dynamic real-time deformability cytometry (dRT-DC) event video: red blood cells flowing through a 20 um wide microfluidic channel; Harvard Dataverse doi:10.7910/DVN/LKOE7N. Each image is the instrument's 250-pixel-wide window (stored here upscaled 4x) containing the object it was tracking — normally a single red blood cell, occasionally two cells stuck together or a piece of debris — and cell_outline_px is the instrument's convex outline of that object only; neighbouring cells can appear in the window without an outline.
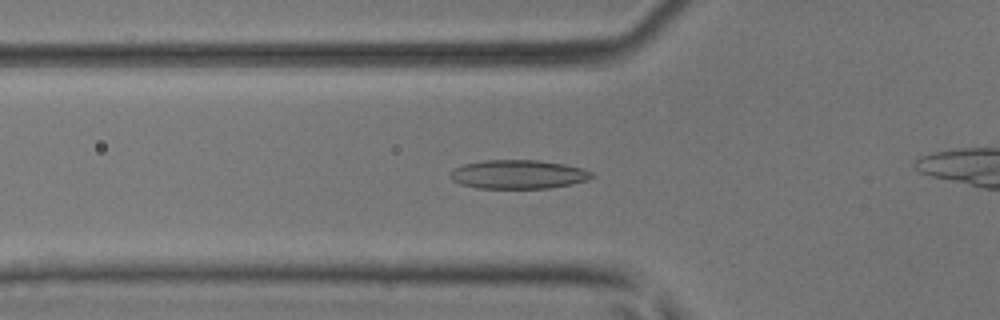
{"species": "common noctule bat (a hibernating species)", "species_latin": "Nyctalus noctula", "temperature_condition": "room temperature", "stored_images_in_passage": 42, "camera_frame_rate_fps": 3000, "um_per_image_px": 0.085, "animal": {"sex": "male", "body_mass_g": 17.9, "forearm_length_mm": 54.2}, "frame": {"image": 1, "passage_image": 17, "time_ms": 5.333, "image_size_px": [1000, 320], "cell_outline_px": [[596, 176], [588, 180], [572, 184], [548, 188], [480, 188], [460, 184], [452, 180], [448, 176], [452, 168], [464, 164], [484, 160], [536, 160], [564, 164], [584, 168], [592, 172]], "centroid_in_image_um": [44.05, 14.82], "position_along_channel_um": 81.7, "area_um2": 23.99}}
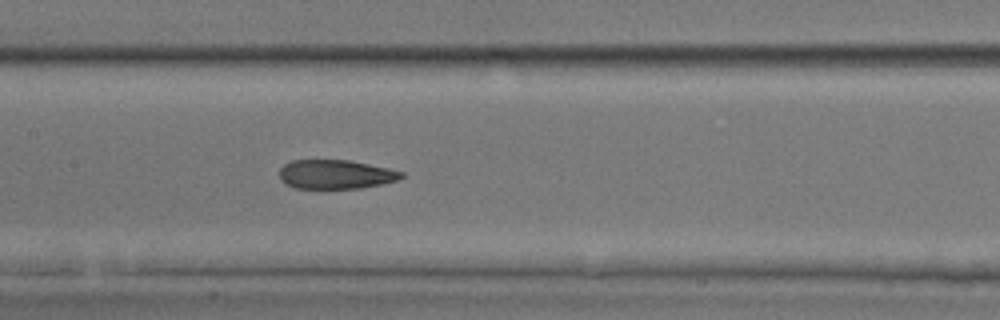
{"frame": {"image": 2, "passage_image": 24, "time_ms": 7.667, "image_size_px": [1000, 320], "cell_outline_px": [[404, 176], [396, 180], [380, 184], [360, 188], [292, 188], [284, 184], [280, 180], [280, 168], [284, 164], [292, 160], [348, 160], [388, 168], [404, 172]], "centroid_in_image_um": [28.48, 14.82], "position_along_channel_um": 178.9, "area_um2": 20.63}}
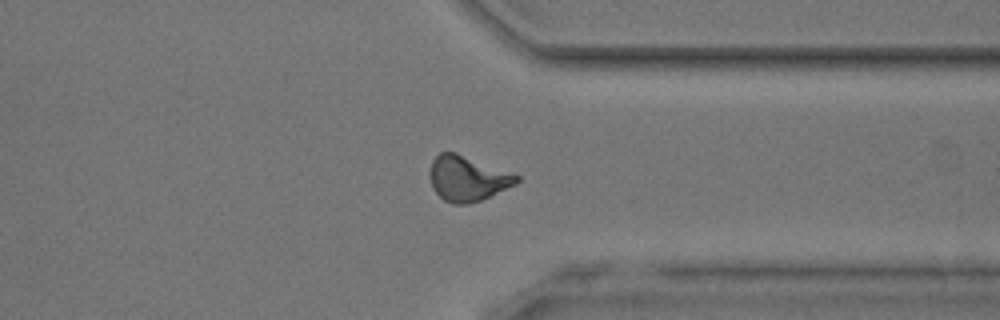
{"frame": {"image": 3, "passage_image": 38, "time_ms": 12.333, "image_size_px": [1000, 320], "cell_outline_px": [[520, 180], [516, 184], [480, 200], [468, 204], [452, 204], [444, 200], [432, 188], [432, 160], [440, 152], [456, 152], [520, 176]], "centroid_in_image_um": [39.75, 15.17], "position_along_channel_um": 371.6, "area_um2": 22.37}}